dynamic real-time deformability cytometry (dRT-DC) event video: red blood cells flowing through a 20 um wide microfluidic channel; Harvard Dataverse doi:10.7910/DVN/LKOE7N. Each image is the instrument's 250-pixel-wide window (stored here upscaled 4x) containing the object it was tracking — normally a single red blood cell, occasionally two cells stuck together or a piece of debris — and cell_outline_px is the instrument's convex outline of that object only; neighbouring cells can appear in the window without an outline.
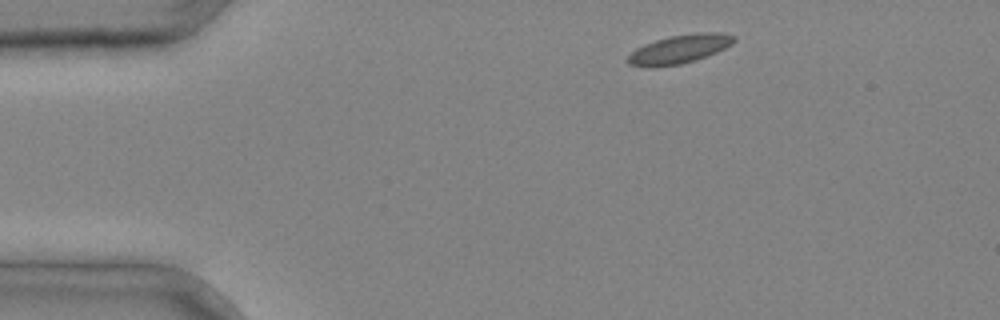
{"species": "common noctule bat (a hibernating species)", "species_latin": "Nyctalus noctula", "temperature_condition": "cold", "stored_images_in_passage": 2, "camera_frame_rate_fps": 3000, "um_per_image_px": 0.085, "animal": {"sex": "male", "body_mass_g": 20.4}, "frame": {"image": 1, "passage_image": 1, "time_ms": 0.0, "image_size_px": [1000, 320], "cell_outline_px": [[736, 40], [732, 44], [716, 52], [696, 60], [680, 64], [652, 68], [648, 68], [628, 64], [628, 56], [636, 48], [644, 44], [656, 40], [672, 36], [696, 32], [724, 32], [736, 36]], "centroid_in_image_um": [57.77, 4.17], "position_along_channel_um": 27.2, "area_um2": 17.86}}